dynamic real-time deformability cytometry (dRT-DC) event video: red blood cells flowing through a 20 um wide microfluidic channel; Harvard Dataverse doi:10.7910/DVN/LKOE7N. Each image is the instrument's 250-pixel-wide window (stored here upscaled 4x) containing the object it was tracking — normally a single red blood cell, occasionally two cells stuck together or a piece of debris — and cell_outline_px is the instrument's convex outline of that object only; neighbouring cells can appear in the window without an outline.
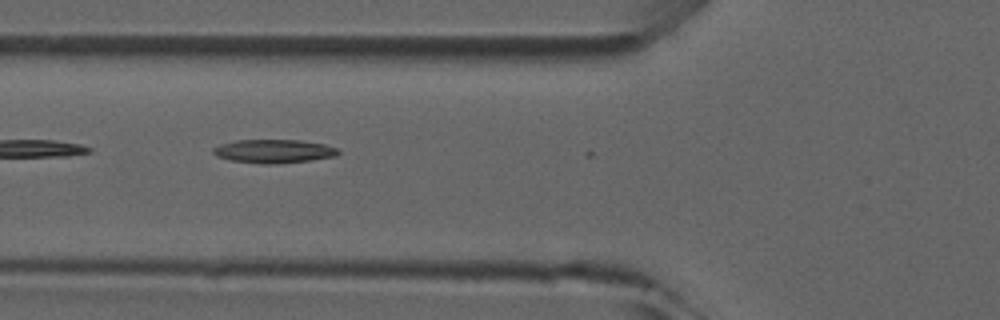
{"species": "common noctule bat (a hibernating species)", "species_latin": "Nyctalus noctula", "temperature_condition": "room temperature", "stored_images_in_passage": 6, "camera_frame_rate_fps": 3000, "um_per_image_px": 0.085, "animal": {"sex": "male", "forearm_length_mm": 52.5}, "frame": {"image": 1, "passage_image": 5, "time_ms": 4.667, "image_size_px": [1000, 320], "cell_outline_px": [[340, 152], [336, 156], [312, 160], [276, 164], [264, 164], [228, 160], [216, 156], [212, 152], [212, 148], [220, 144], [236, 140], [300, 140], [324, 144], [340, 148]], "centroid_in_image_um": [23.28, 12.85], "position_along_channel_um": 102.5, "area_um2": 17.4}}